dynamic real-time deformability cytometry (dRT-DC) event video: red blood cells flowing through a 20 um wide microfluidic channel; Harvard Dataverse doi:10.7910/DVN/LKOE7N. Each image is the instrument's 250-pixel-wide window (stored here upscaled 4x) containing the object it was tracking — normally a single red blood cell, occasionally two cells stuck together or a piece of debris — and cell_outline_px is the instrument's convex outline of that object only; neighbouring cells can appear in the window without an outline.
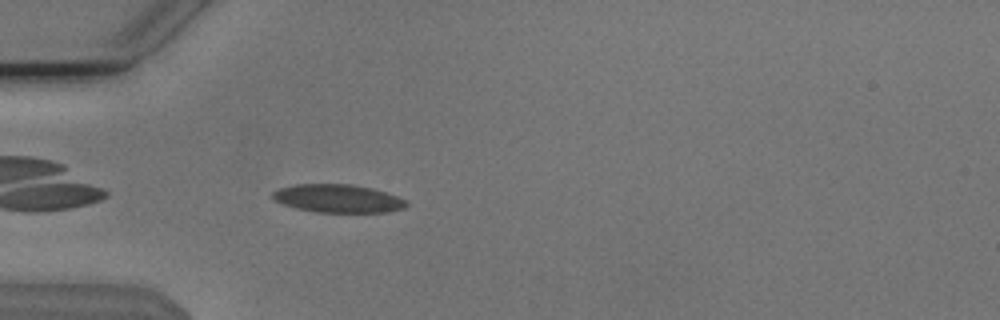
{"species": "Egyptian fruit bat (a non-hibernating species)", "species_latin": "Rousettus aegyptiacus", "temperature_condition": "cold", "stored_images_in_passage": 20, "camera_frame_rate_fps": 3000, "um_per_image_px": 0.085, "animal": {"sex": "male"}, "frame": {"image": 1, "passage_image": 3, "time_ms": 0.667, "image_size_px": [1000, 320], "cell_outline_px": [[408, 204], [404, 208], [388, 212], [316, 212], [296, 208], [272, 200], [272, 192], [280, 188], [296, 184], [348, 184], [372, 188], [396, 196], [404, 200]], "centroid_in_image_um": [28.69, 16.87], "position_along_channel_um": 56.3, "area_um2": 21.79}}
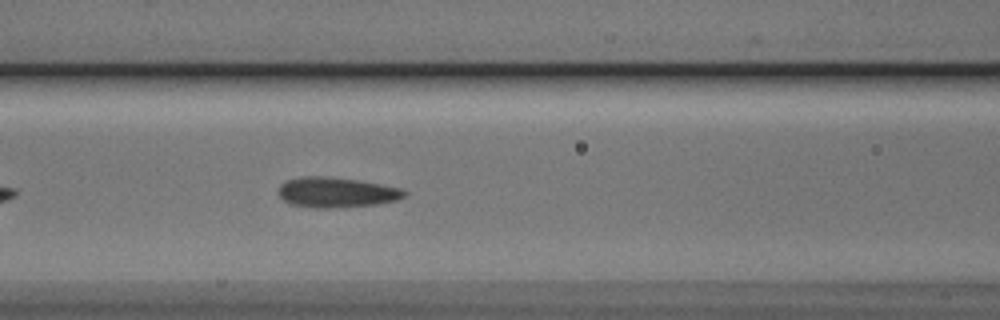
{"frame": {"image": 2, "passage_image": 10, "time_ms": 3.0, "image_size_px": [1000, 320], "cell_outline_px": [[408, 192], [404, 196], [396, 200], [376, 204], [328, 208], [316, 208], [292, 204], [284, 200], [276, 192], [280, 184], [288, 180], [300, 176], [328, 176], [360, 180], [400, 188]], "centroid_in_image_um": [28.56, 16.33], "position_along_channel_um": 138.0, "area_um2": 22.14}}
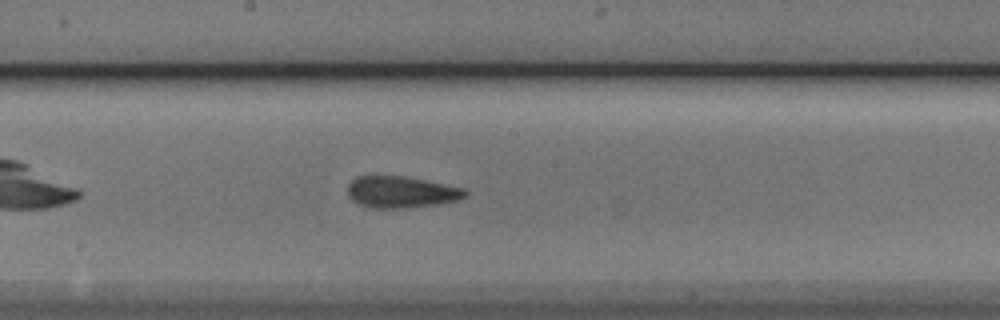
{"frame": {"image": 3, "passage_image": 16, "time_ms": 5.0, "image_size_px": [1000, 320], "cell_outline_px": [[468, 192], [464, 196], [456, 200], [436, 204], [404, 208], [368, 208], [352, 200], [348, 196], [348, 184], [356, 176], [368, 172], [404, 176], [464, 188]], "centroid_in_image_um": [33.98, 16.28], "position_along_channel_um": 214.2, "area_um2": 22.14}}